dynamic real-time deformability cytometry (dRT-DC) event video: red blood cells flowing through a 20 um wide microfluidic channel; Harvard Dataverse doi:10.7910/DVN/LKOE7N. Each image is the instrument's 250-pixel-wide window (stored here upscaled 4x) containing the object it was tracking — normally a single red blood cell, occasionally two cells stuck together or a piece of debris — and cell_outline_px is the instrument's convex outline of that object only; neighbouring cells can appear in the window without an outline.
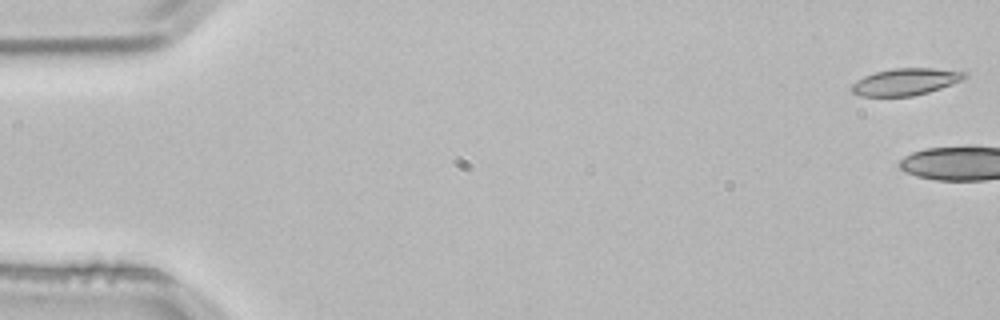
{"species": "common noctule bat (a hibernating species)", "species_latin": "Nyctalus noctula", "temperature_condition": "room temperature", "stored_images_in_passage": 4, "camera_frame_rate_fps": 3000, "um_per_image_px": 0.085, "animal": {"sex": "male", "body_mass_g": 21.5, "forearm_length_mm": 52.0}, "frame": {"image": 1, "passage_image": 1, "time_ms": 0.0, "image_size_px": [1000, 320], "cell_outline_px": [[968, 76], [960, 80], [940, 88], [928, 92], [912, 96], [860, 96], [852, 92], [848, 88], [852, 84], [864, 76], [876, 72], [892, 68], [932, 68], [968, 72]], "centroid_in_image_um": [76.94, 6.95], "position_along_channel_um": 8.1, "area_um2": 17.63}}